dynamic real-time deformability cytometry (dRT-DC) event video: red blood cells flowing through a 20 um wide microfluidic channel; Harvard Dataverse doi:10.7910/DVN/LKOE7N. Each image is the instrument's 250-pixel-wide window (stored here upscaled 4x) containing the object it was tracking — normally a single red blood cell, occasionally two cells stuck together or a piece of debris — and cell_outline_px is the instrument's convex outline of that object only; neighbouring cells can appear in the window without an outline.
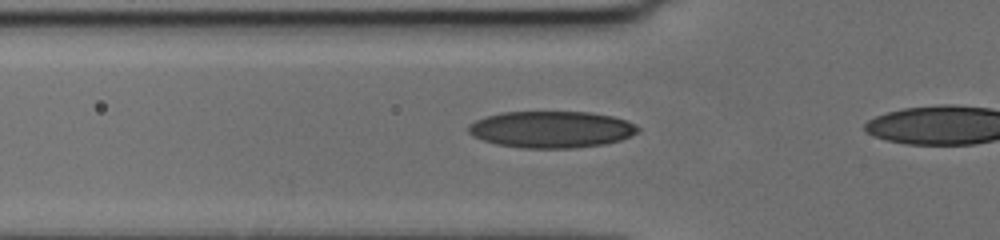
{"species": "human", "species_latin": "Homo sapiens", "temperature_condition": "cold", "stored_images_in_passage": 16, "camera_frame_rate_fps": 3000, "um_per_image_px": 0.085, "donor": {"sex": "female"}, "frame": {"image": 1, "passage_image": 15, "time_ms": 4.667, "image_size_px": [1000, 240], "cell_outline_px": [[640, 128], [632, 136], [620, 140], [604, 144], [572, 148], [520, 148], [496, 144], [472, 136], [468, 132], [468, 124], [476, 120], [488, 116], [504, 112], [588, 112], [612, 116], [628, 120], [636, 124]], "centroid_in_image_um": [46.88, 11.0], "position_along_channel_um": 78.9, "area_um2": 36.3}}